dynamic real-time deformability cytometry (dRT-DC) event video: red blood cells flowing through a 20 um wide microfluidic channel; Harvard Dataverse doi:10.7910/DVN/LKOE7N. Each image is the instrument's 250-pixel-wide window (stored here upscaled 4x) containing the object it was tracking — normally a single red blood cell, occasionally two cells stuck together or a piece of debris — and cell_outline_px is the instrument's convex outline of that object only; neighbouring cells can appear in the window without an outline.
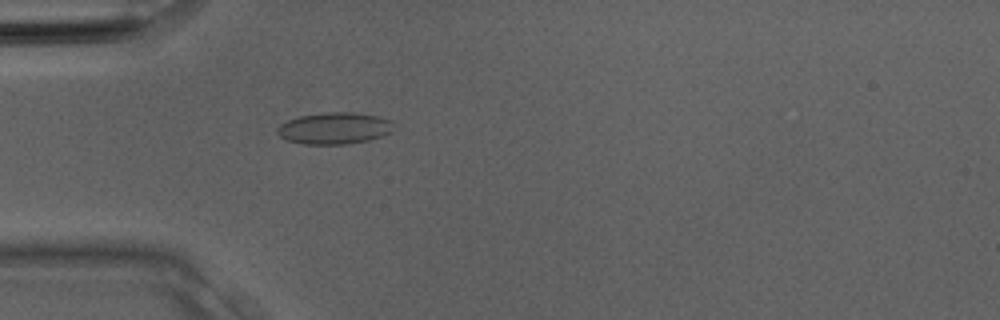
{"species": "Egyptian fruit bat (a non-hibernating species)", "species_latin": "Rousettus aegyptiacus", "temperature_condition": "room temperature", "stored_images_in_passage": 1, "camera_frame_rate_fps": 3000, "um_per_image_px": 0.085, "animal": {"sex": "male"}, "frame": {"image": 1, "passage_image": 1, "time_ms": 0.0, "image_size_px": [1000, 320], "cell_outline_px": [[392, 132], [384, 136], [368, 140], [348, 144], [304, 144], [288, 140], [280, 136], [276, 132], [276, 128], [280, 124], [288, 120], [300, 116], [324, 112], [352, 112], [380, 116], [392, 120]], "centroid_in_image_um": [28.44, 10.9], "position_along_channel_um": 56.6, "area_um2": 21.62}}